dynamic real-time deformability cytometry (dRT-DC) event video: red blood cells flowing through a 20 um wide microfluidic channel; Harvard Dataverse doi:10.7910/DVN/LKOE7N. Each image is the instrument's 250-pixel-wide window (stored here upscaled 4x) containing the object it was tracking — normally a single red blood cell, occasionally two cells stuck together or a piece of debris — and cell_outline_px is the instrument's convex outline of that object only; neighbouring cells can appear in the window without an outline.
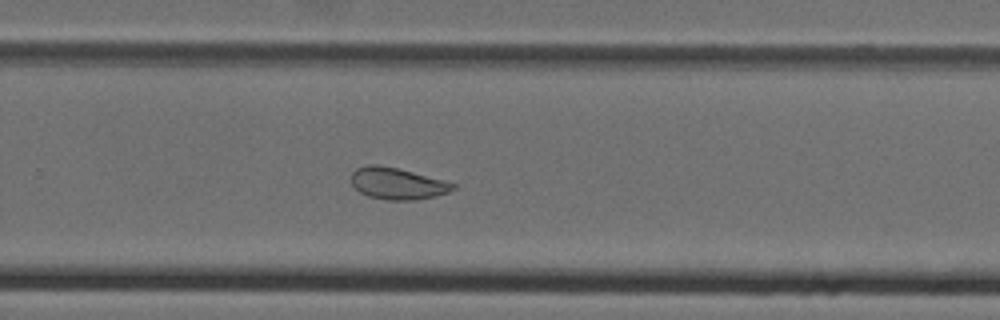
{"species": "Egyptian fruit bat (a non-hibernating species)", "species_latin": "Rousettus aegyptiacus", "temperature_condition": "cold", "stored_images_in_passage": 30, "camera_frame_rate_fps": 3000, "um_per_image_px": 0.085, "animal": {"sex": "female"}, "frame": {"image": 1, "passage_image": 22, "time_ms": 7.0, "image_size_px": [1000, 320], "cell_outline_px": [[456, 188], [448, 192], [436, 196], [416, 200], [384, 200], [368, 196], [360, 192], [352, 184], [352, 172], [356, 168], [368, 164], [376, 164], [396, 168], [444, 180], [456, 184]], "centroid_in_image_um": [33.78, 15.61], "position_along_channel_um": 296.0, "area_um2": 18.73}}